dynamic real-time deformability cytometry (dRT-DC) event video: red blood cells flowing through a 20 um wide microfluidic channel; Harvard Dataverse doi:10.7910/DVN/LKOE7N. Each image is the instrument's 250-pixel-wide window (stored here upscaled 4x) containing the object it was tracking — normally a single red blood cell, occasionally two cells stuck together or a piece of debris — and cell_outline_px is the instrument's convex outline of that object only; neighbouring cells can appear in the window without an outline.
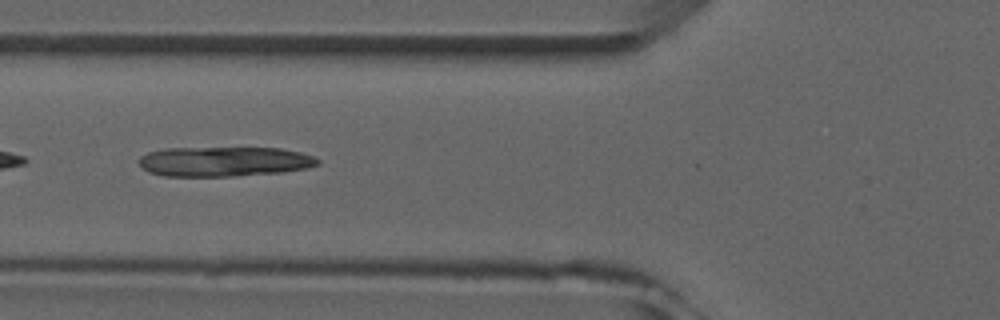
{"species": "common noctule bat (a hibernating species)", "species_latin": "Nyctalus noctula", "temperature_condition": "room temperature", "stored_images_in_passage": 5, "camera_frame_rate_fps": 3000, "um_per_image_px": 0.085, "animal": {"sex": "male", "forearm_length_mm": 52.5}, "frame": {"image": 1, "passage_image": 5, "time_ms": 4.333, "image_size_px": [1000, 320], "cell_outline_px": [[320, 164], [308, 168], [284, 172], [232, 176], [164, 176], [148, 172], [140, 164], [140, 156], [148, 152], [164, 148], [280, 148], [300, 152], [312, 156], [320, 160]], "centroid_in_image_um": [19.08, 13.73], "position_along_channel_um": 106.7, "area_um2": 31.1}}